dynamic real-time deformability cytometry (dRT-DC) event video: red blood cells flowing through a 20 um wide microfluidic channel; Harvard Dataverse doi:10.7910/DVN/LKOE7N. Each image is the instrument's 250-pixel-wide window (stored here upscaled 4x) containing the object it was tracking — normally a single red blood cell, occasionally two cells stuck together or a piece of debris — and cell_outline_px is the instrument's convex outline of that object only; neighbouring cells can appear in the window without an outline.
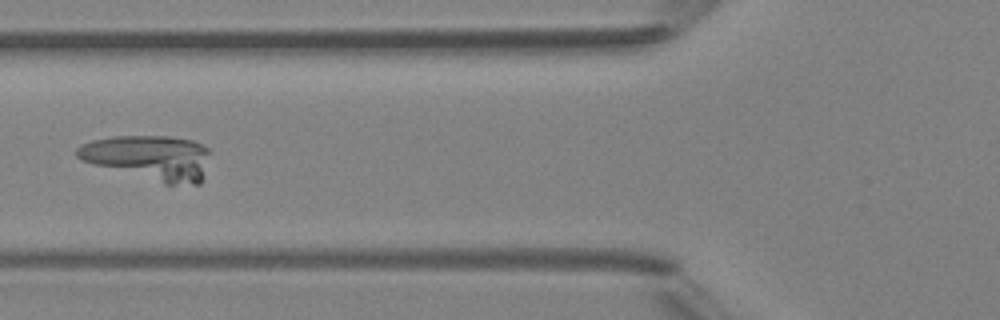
{"species": "Egyptian fruit bat (a non-hibernating species)", "species_latin": "Rousettus aegyptiacus", "temperature_condition": "room temperature", "stored_images_in_passage": 6, "camera_frame_rate_fps": 3000, "um_per_image_px": 0.085, "animal": {"sex": "female"}, "frame": {"image": 1, "passage_image": 5, "time_ms": 5.333, "image_size_px": [1000, 320], "cell_outline_px": [[212, 152], [204, 176], [200, 184], [164, 184], [92, 164], [76, 156], [76, 148], [80, 144], [92, 140], [112, 136], [168, 136], [192, 140], [204, 144]], "centroid_in_image_um": [12.74, 13.39], "position_along_channel_um": 113.1, "area_um2": 35.26}}